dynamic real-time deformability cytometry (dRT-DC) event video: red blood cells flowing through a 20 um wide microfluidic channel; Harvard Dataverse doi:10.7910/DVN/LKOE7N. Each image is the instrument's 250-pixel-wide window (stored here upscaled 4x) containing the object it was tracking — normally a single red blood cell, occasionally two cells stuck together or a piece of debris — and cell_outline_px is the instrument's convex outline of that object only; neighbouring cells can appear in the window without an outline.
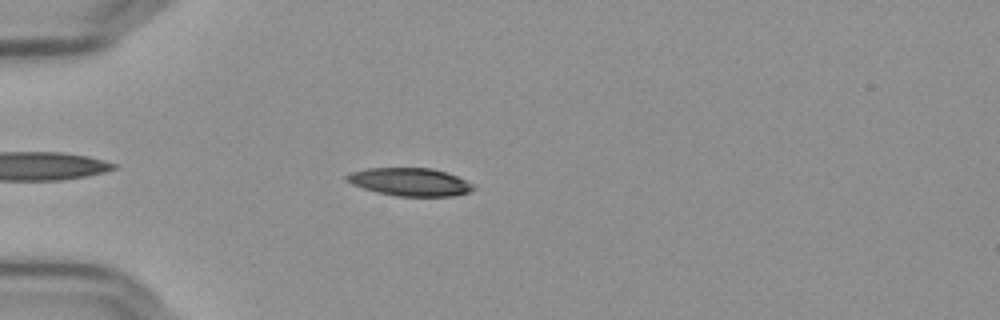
{"species": "Egyptian fruit bat (a non-hibernating species)", "species_latin": "Rousettus aegyptiacus", "temperature_condition": "cold", "stored_images_in_passage": 45, "camera_frame_rate_fps": 3000, "um_per_image_px": 0.085, "frame": {"image": 1, "passage_image": 5, "time_ms": 1.333, "image_size_px": [1000, 320], "cell_outline_px": [[476, 188], [468, 192], [452, 196], [396, 196], [376, 192], [352, 184], [344, 180], [344, 176], [348, 172], [368, 168], [432, 168], [456, 176], [472, 184]], "centroid_in_image_um": [34.78, 15.46], "position_along_channel_um": 50.2, "area_um2": 20.58}}
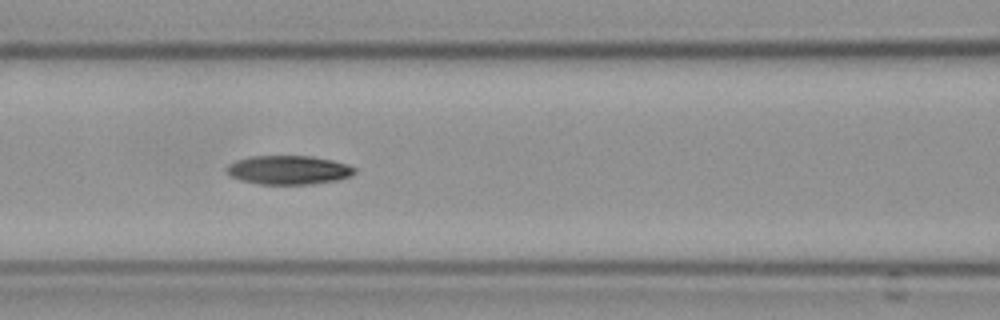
{"frame": {"image": 2, "passage_image": 14, "time_ms": 4.333, "image_size_px": [1000, 320], "cell_outline_px": [[356, 172], [352, 176], [336, 180], [312, 184], [260, 184], [240, 180], [232, 176], [228, 172], [228, 164], [236, 160], [252, 156], [312, 156], [332, 160], [348, 164], [356, 168]], "centroid_in_image_um": [24.57, 14.44], "position_along_channel_um": 142.0, "area_um2": 21.5}}
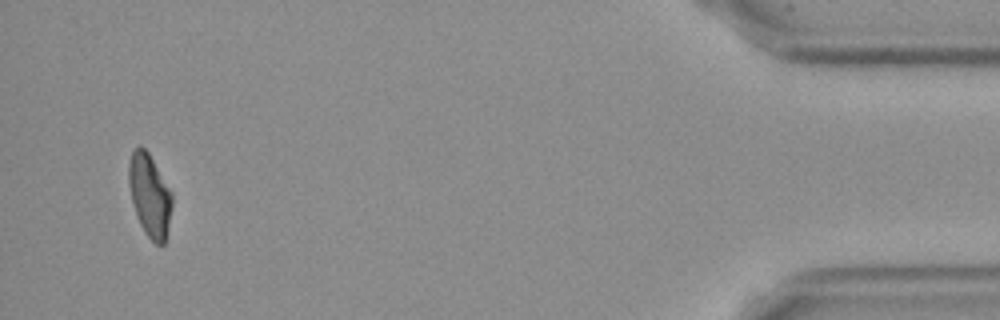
{"frame": {"image": 3, "passage_image": 43, "time_ms": 14.0, "image_size_px": [1000, 320], "cell_outline_px": [[172, 204], [164, 244], [156, 244], [144, 232], [140, 224], [132, 200], [128, 184], [128, 164], [132, 152], [140, 144], [148, 152], [172, 192]], "centroid_in_image_um": [12.71, 16.57], "position_along_channel_um": 422.5, "area_um2": 20.58}, "authors_computed_cell_mechanics": {"area_um2": 21.675, "velocity_mm_per_s": 3.6464, "shape_relaxation_time_tau1_ms": 9.3545, "shape_relaxation_time_tau2_ms": 5.4416, "deformation_change_tau1": 0.2208, "deformation_change_tau2": 0.1184}}